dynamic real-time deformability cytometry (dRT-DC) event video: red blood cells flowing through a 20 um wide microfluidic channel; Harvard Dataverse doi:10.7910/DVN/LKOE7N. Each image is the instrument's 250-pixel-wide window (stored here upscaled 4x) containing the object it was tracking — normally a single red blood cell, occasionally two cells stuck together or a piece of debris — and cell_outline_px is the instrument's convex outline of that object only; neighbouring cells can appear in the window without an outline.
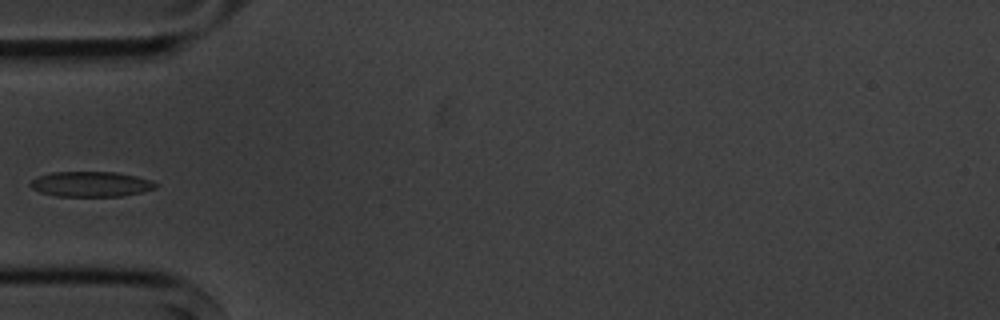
{"species": "common noctule bat (a hibernating species)", "species_latin": "Nyctalus noctula", "temperature_condition": "cold", "stored_images_in_passage": 7, "camera_frame_rate_fps": 3000, "um_per_image_px": 0.085, "animal": {"sex": "male", "body_mass_g": 20.1, "forearm_length_mm": 53.5}, "frame": {"image": 1, "passage_image": 4, "time_ms": 3.333, "image_size_px": [1000, 320], "cell_outline_px": [[156, 188], [140, 192], [120, 196], [56, 196], [40, 192], [32, 188], [28, 184], [36, 176], [52, 172], [116, 172], [136, 176], [152, 180], [156, 184]], "centroid_in_image_um": [7.69, 15.64], "position_along_channel_um": 77.3, "area_um2": 18.38}}
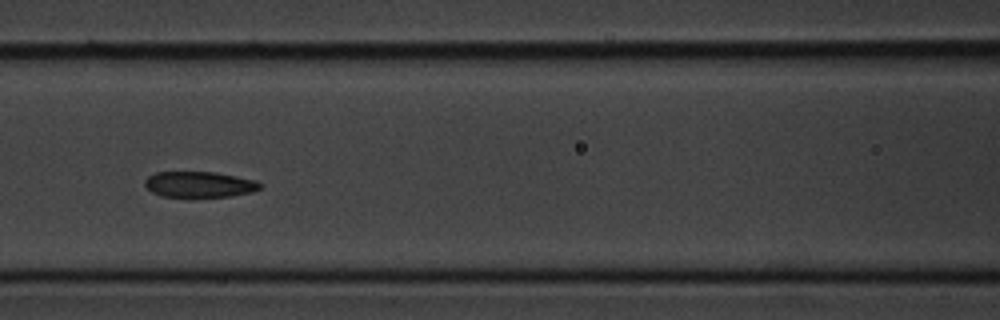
{"frame": {"image": 2, "passage_image": 6, "time_ms": 5.333, "image_size_px": [1000, 320], "cell_outline_px": [[260, 188], [252, 192], [232, 196], [164, 196], [152, 192], [144, 184], [144, 180], [148, 176], [156, 172], [216, 172], [256, 180], [260, 184]], "centroid_in_image_um": [16.94, 15.66], "position_along_channel_um": 149.7, "area_um2": 17.11}}
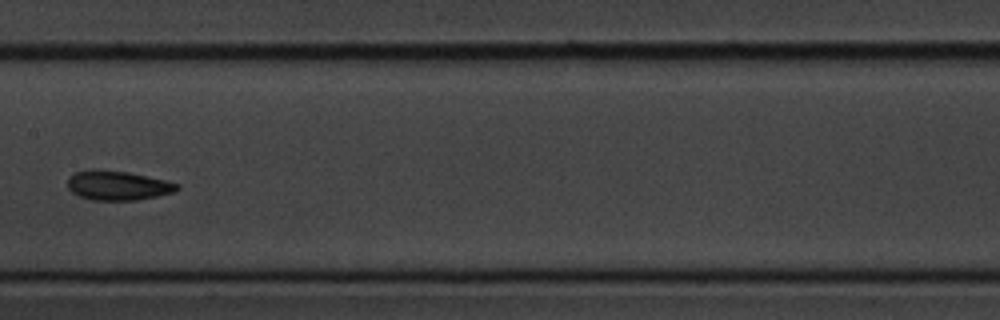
{"frame": {"image": 3, "passage_image": 7, "time_ms": 6.667, "image_size_px": [1000, 320], "cell_outline_px": [[180, 188], [172, 192], [156, 196], [136, 200], [92, 200], [80, 196], [72, 192], [68, 188], [68, 176], [76, 172], [92, 168], [128, 172], [164, 180], [180, 184]], "centroid_in_image_um": [9.97, 15.75], "position_along_channel_um": 197.4, "area_um2": 18.73}}